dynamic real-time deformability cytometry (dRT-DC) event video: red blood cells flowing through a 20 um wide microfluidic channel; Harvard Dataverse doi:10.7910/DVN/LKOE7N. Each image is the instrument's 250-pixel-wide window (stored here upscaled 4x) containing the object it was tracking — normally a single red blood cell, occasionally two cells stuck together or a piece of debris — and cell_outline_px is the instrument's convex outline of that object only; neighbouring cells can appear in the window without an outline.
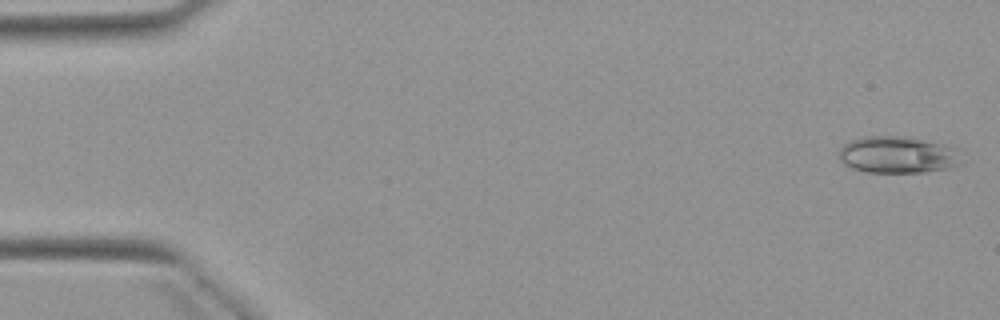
{"species": "Egyptian fruit bat (a non-hibernating species)", "species_latin": "Rousettus aegyptiacus", "temperature_condition": "warm", "stored_images_in_passage": 5, "camera_frame_rate_fps": 3000, "um_per_image_px": 0.085, "animal": {"sex": "female"}, "frame": {"image": 1, "passage_image": 1, "time_ms": 0.0, "image_size_px": [1000, 320], "cell_outline_px": [[964, 164], [952, 168], [928, 172], [868, 172], [852, 168], [844, 164], [840, 160], [840, 148], [844, 144], [852, 140], [864, 136], [912, 136], [960, 148]], "centroid_in_image_um": [76.43, 13.15], "position_along_channel_um": 8.6, "area_um2": 27.05}}
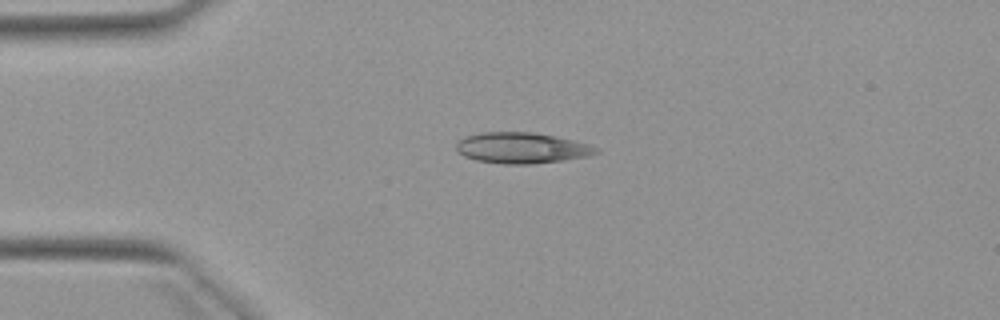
{"frame": {"image": 2, "passage_image": 4, "time_ms": 3.667, "image_size_px": [1000, 320], "cell_outline_px": [[600, 152], [588, 156], [560, 160], [528, 164], [504, 164], [476, 160], [464, 156], [456, 148], [456, 144], [460, 140], [468, 136], [480, 132], [532, 132], [556, 136], [588, 144], [600, 148]], "centroid_in_image_um": [44.36, 12.57], "position_along_channel_um": 40.6, "area_um2": 24.91}}